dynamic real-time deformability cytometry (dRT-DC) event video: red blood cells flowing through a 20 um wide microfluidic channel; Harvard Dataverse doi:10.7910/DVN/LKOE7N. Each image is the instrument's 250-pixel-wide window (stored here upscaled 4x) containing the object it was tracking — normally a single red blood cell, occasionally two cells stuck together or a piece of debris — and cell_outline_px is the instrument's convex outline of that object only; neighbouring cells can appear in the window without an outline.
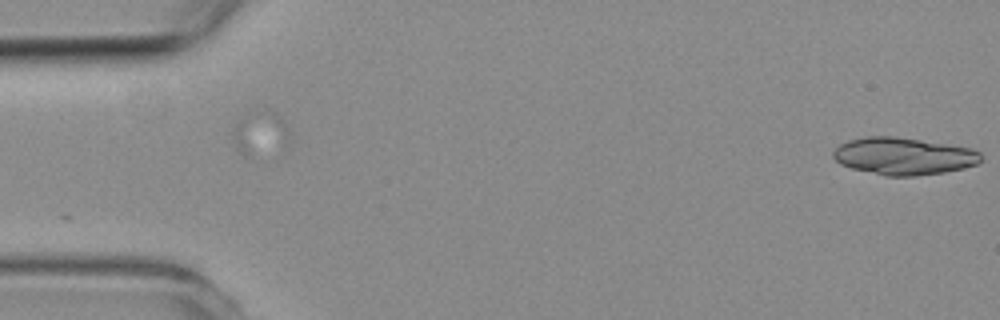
{"species": "common noctule bat (a hibernating species)", "species_latin": "Nyctalus noctula", "temperature_condition": "room temperature", "stored_images_in_passage": 2, "camera_frame_rate_fps": 3000, "um_per_image_px": 0.085, "animal": {"sex": "female", "body_mass_g": 19.3, "forearm_length_mm": 54.1}, "frame": {"image": 1, "passage_image": 2, "time_ms": 1.0, "image_size_px": [1000, 320], "cell_outline_px": [[980, 160], [976, 164], [964, 168], [944, 172], [916, 176], [888, 176], [852, 168], [840, 164], [832, 156], [832, 152], [840, 144], [848, 140], [868, 136], [896, 136], [972, 148], [980, 152]], "centroid_in_image_um": [76.79, 13.26], "position_along_channel_um": 8.2, "area_um2": 31.96}}